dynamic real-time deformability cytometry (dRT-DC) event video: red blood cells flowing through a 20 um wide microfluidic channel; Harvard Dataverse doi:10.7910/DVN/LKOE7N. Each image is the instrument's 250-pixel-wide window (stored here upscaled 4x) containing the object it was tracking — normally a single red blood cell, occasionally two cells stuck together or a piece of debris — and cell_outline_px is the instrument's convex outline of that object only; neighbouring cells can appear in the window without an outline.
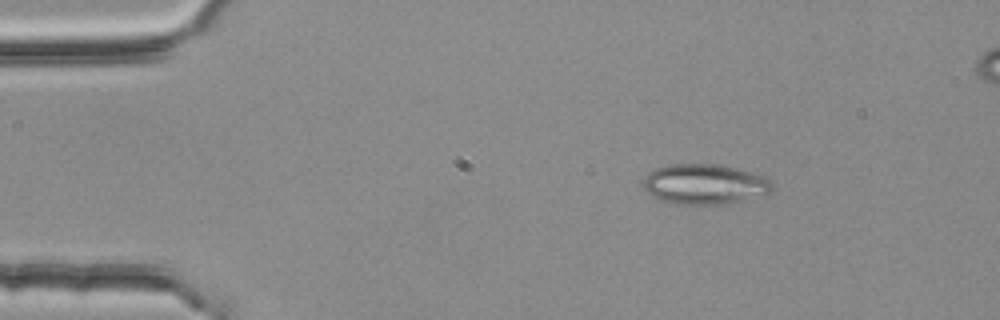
{"species": "common noctule bat (a hibernating species)", "species_latin": "Nyctalus noctula", "temperature_condition": "room temperature", "stored_images_in_passage": 4, "camera_frame_rate_fps": 3000, "um_per_image_px": 0.085, "animal": {"sex": "female", "body_mass_g": 25.1}, "frame": {"image": 1, "passage_image": 2, "time_ms": 0.333, "image_size_px": [1000, 320], "cell_outline_px": [[772, 192], [744, 200], [724, 204], [676, 204], [660, 200], [652, 196], [644, 188], [644, 176], [648, 172], [656, 168], [672, 164], [716, 164], [736, 168], [764, 176], [772, 184]], "centroid_in_image_um": [59.87, 15.66], "position_along_channel_um": 25.1, "area_um2": 30.11}}